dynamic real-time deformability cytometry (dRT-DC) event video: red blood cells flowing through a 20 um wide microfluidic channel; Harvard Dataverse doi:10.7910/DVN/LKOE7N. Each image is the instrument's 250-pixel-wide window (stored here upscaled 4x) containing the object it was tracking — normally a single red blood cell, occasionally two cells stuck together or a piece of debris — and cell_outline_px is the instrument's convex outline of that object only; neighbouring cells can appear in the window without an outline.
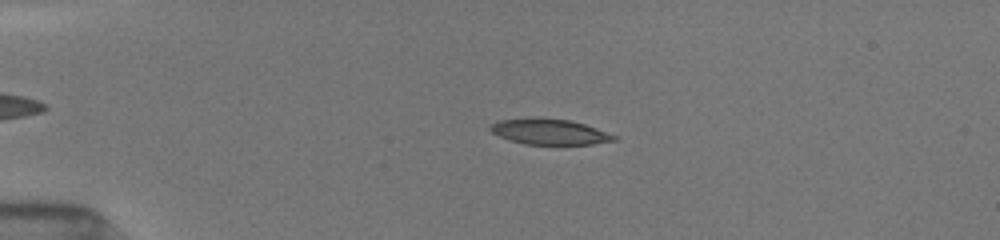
{"species": "common noctule bat (a hibernating species)", "species_latin": "Nyctalus noctula", "temperature_condition": "room temperature", "stored_images_in_passage": 46, "camera_frame_rate_fps": 3000, "um_per_image_px": 0.085, "animal": {"sex": "female", "body_mass_g": 19.5, "forearm_length_mm": 54.1}, "frame": {"image": 1, "passage_image": 12, "time_ms": 3.667, "image_size_px": [1000, 240], "cell_outline_px": [[620, 136], [616, 140], [592, 144], [524, 144], [500, 136], [492, 132], [488, 128], [492, 124], [500, 120], [528, 116], [540, 116], [572, 120]], "centroid_in_image_um": [46.72, 11.16], "position_along_channel_um": 38.3, "area_um2": 18.84}}
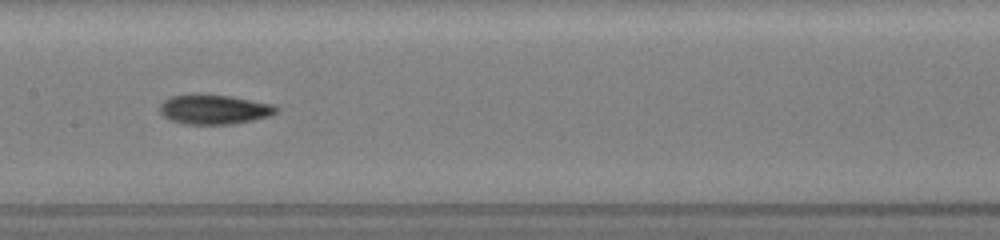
{"frame": {"image": 2, "passage_image": 27, "time_ms": 8.667, "image_size_px": [1000, 240], "cell_outline_px": [[280, 112], [272, 116], [232, 124], [184, 124], [172, 120], [164, 116], [160, 112], [160, 104], [164, 100], [172, 96], [232, 96], [272, 104], [280, 108]], "centroid_in_image_um": [18.29, 9.33], "position_along_channel_um": 189.1, "area_um2": 19.71}}
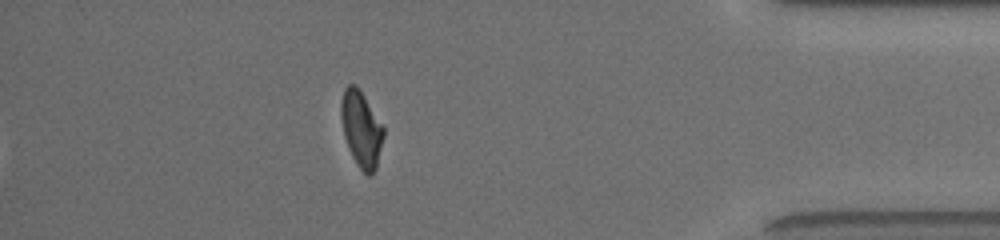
{"frame": {"image": 3, "passage_image": 46, "time_ms": 15.0, "image_size_px": [1000, 240], "cell_outline_px": [[384, 136], [376, 168], [372, 176], [368, 176], [356, 164], [352, 156], [344, 136], [340, 116], [340, 104], [344, 88], [348, 84], [356, 84], [364, 96], [384, 128]], "centroid_in_image_um": [30.69, 10.97], "position_along_channel_um": 404.5, "area_um2": 18.79}, "authors_computed_cell_mechanics": {"area_um2": 19.4208, "velocity_mm_per_s": 3.9645, "shape_relaxation_time_tau1_ms": null, "shape_relaxation_time_tau2_ms": 2.6429, "deformation_change_tau1": null, "deformation_change_tau2": 0.0871}}